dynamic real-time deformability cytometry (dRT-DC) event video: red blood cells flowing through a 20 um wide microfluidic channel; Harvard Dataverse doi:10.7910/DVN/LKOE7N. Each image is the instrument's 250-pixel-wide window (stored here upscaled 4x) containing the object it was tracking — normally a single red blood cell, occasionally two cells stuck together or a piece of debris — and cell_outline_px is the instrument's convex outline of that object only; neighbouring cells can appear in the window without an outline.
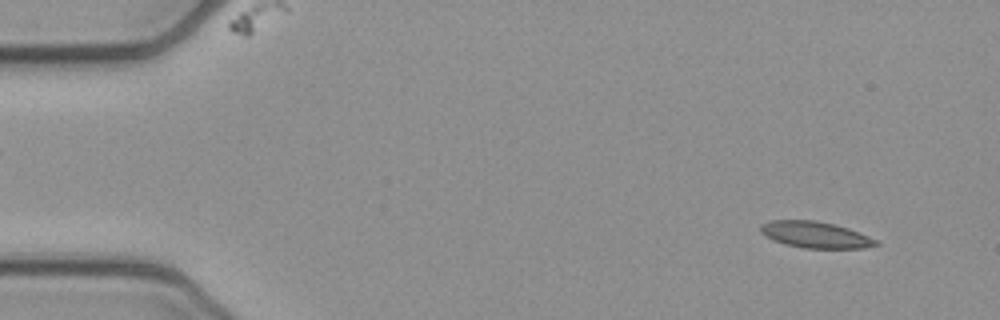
{"species": "common noctule bat (a hibernating species)", "species_latin": "Nyctalus noctula", "temperature_condition": "cold", "stored_images_in_passage": 52, "camera_frame_rate_fps": 3000, "um_per_image_px": 0.085, "animal": {"sex": "female", "body_mass_g": 21.9}, "frame": {"image": 1, "passage_image": 4, "time_ms": 1.0, "image_size_px": [1000, 320], "cell_outline_px": [[880, 244], [864, 248], [804, 248], [784, 244], [772, 240], [760, 232], [760, 224], [772, 220], [816, 220], [848, 228], [868, 236], [876, 240]], "centroid_in_image_um": [69.27, 19.95], "position_along_channel_um": 15.7, "area_um2": 17.69}}
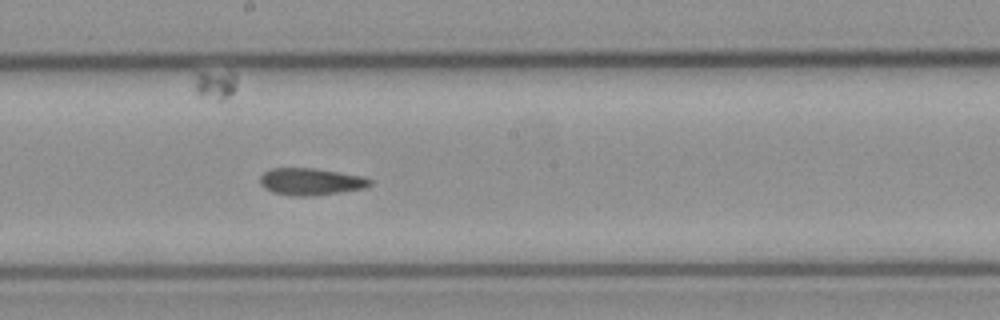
{"frame": {"image": 2, "passage_image": 28, "time_ms": 9.0, "image_size_px": [1000, 320], "cell_outline_px": [[372, 184], [364, 188], [316, 196], [292, 196], [272, 192], [264, 188], [260, 184], [260, 176], [264, 172], [272, 168], [316, 168], [364, 176], [372, 180]], "centroid_in_image_um": [26.42, 15.44], "position_along_channel_um": 221.8, "area_um2": 17.51}}
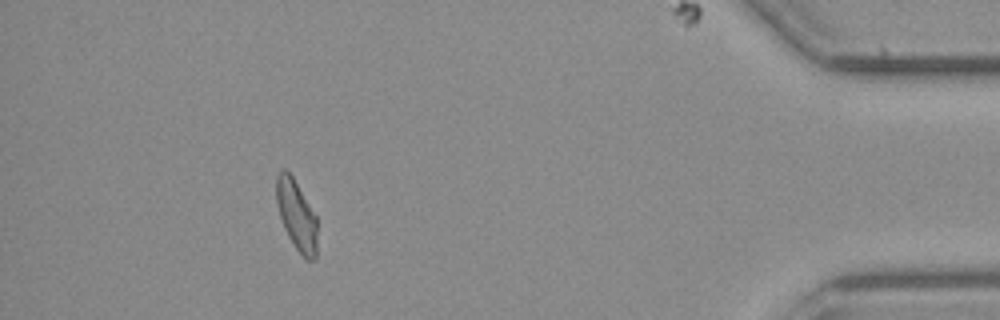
{"frame": {"image": 3, "passage_image": 47, "time_ms": 15.333, "image_size_px": [1000, 320], "cell_outline_px": [[316, 256], [312, 260], [304, 260], [288, 236], [284, 228], [276, 204], [276, 172], [280, 168], [284, 168], [292, 176], [316, 216]], "centroid_in_image_um": [25.17, 18.27], "position_along_channel_um": 410.0, "area_um2": 16.65}, "authors_computed_cell_mechanics": {"area_um2": 17.629, "velocity_mm_per_s": 3.9102, "shape_relaxation_time_tau1_ms": null, "shape_relaxation_time_tau2_ms": 2.7725, "deformation_change_tau1": null, "deformation_change_tau2": 0.0991}}